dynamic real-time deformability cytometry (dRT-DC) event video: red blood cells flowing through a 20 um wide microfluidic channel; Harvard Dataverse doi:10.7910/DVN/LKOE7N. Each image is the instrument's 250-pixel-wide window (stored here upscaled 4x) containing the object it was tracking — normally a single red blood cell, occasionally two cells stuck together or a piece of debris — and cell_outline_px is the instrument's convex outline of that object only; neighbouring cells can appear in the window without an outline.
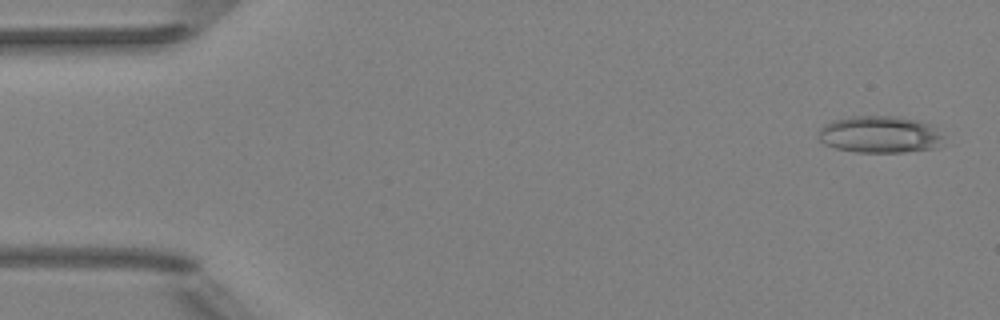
{"species": "Egyptian fruit bat (a non-hibernating species)", "species_latin": "Rousettus aegyptiacus", "temperature_condition": "room temperature", "stored_images_in_passage": 5, "camera_frame_rate_fps": 3000, "um_per_image_px": 0.085, "animal": {"sex": "female"}, "frame": {"image": 1, "passage_image": 1, "time_ms": 0.0, "image_size_px": [1000, 320], "cell_outline_px": [[940, 136], [936, 148], [904, 152], [856, 152], [836, 148], [824, 144], [816, 136], [820, 128], [832, 120], [848, 116], [892, 116], [916, 120], [928, 124]], "centroid_in_image_um": [74.66, 11.43], "position_along_channel_um": 10.3, "area_um2": 26.53}}